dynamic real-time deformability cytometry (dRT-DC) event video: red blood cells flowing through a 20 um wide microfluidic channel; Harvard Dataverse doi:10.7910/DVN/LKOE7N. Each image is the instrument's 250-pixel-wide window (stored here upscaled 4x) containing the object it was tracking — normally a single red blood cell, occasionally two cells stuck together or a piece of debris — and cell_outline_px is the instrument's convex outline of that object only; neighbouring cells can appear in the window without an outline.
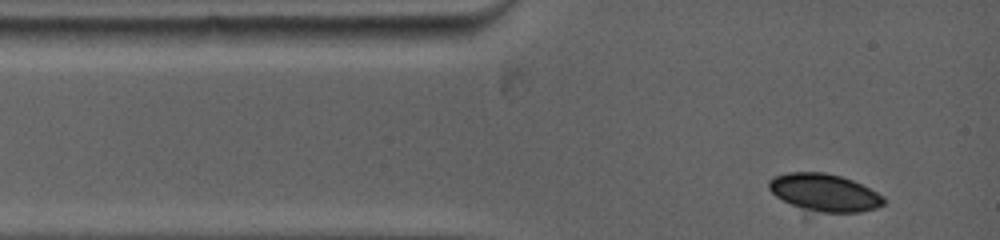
{"species": "common noctule bat (a hibernating species)", "species_latin": "Nyctalus noctula", "temperature_condition": "warm", "stored_images_in_passage": 28, "camera_frame_rate_fps": 5000, "um_per_image_px": 0.085, "animal": {"sex": "female", "body_mass_g": 19.0, "forearm_length_mm": 53.3}, "frame": {"image": 1, "passage_image": 1, "time_ms": 0.0, "image_size_px": [1000, 240], "cell_outline_px": [[884, 204], [876, 208], [860, 212], [804, 220], [776, 196], [768, 188], [768, 180], [772, 176], [788, 172], [824, 172], [840, 176], [852, 180], [884, 196]], "centroid_in_image_um": [69.94, 16.53], "position_along_channel_um": 15.1, "area_um2": 27.74}}
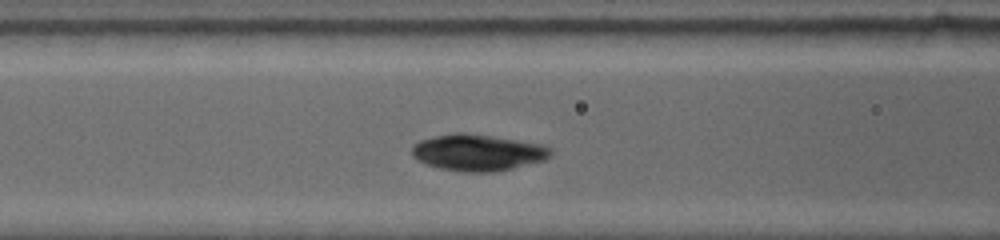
{"frame": {"image": 2, "passage_image": 12, "time_ms": 3.6, "image_size_px": [1000, 240], "cell_outline_px": [[552, 156], [544, 160], [496, 172], [460, 172], [440, 168], [424, 164], [412, 156], [412, 148], [420, 140], [436, 136], [488, 136], [540, 144], [548, 148], [552, 152]], "centroid_in_image_um": [40.62, 13.03], "position_along_channel_um": 126.0, "area_um2": 28.32}}
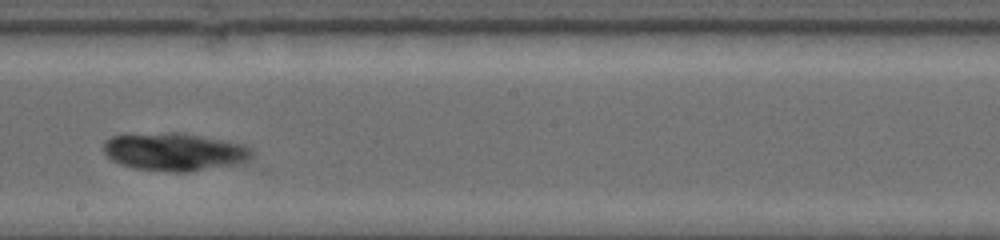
{"frame": {"image": 3, "passage_image": 20, "time_ms": 6.4, "image_size_px": [1000, 240], "cell_outline_px": [[256, 156], [252, 160], [244, 164], [188, 172], [172, 172], [136, 168], [120, 164], [112, 160], [104, 152], [104, 140], [112, 136], [168, 132], [176, 132], [244, 144], [252, 148]], "centroid_in_image_um": [14.94, 12.92], "position_along_channel_um": 233.3, "area_um2": 33.12}}